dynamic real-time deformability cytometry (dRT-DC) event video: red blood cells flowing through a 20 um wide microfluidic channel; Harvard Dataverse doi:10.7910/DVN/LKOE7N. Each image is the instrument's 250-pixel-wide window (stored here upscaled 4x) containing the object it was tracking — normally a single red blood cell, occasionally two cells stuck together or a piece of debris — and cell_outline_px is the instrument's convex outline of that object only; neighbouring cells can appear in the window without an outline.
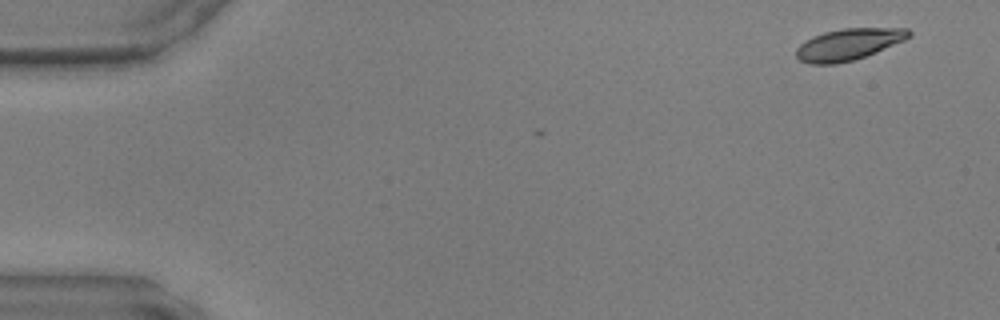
{"species": "common noctule bat (a hibernating species)", "species_latin": "Nyctalus noctula", "temperature_condition": "warm", "stored_images_in_passage": 4, "camera_frame_rate_fps": 3000, "um_per_image_px": 0.085, "animal": {"sex": "male", "body_mass_g": 17.9, "forearm_length_mm": 54.2}, "frame": {"image": 1, "passage_image": 4, "time_ms": 1.0, "image_size_px": [1000, 320], "cell_outline_px": [[912, 36], [904, 40], [864, 56], [852, 60], [836, 64], [808, 64], [800, 60], [796, 56], [796, 48], [800, 44], [812, 36], [824, 32], [844, 28], [908, 28], [912, 32]], "centroid_in_image_um": [72.1, 3.76], "position_along_channel_um": 12.9, "area_um2": 20.58}}